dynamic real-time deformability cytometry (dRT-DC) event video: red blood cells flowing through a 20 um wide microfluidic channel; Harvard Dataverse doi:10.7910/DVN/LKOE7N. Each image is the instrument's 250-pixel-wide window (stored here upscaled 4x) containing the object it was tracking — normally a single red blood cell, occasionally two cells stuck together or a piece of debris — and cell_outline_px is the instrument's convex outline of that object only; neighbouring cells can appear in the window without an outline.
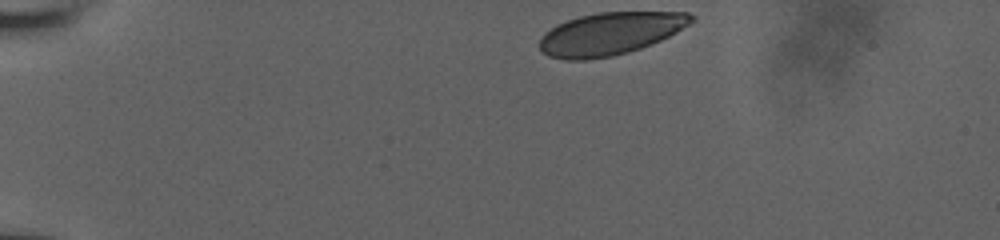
{"species": "human", "species_latin": "Homo sapiens", "temperature_condition": "room temperature", "stored_images_in_passage": 37, "camera_frame_rate_fps": 3000, "um_per_image_px": 0.085, "donor": {"sex": "male"}, "frame": {"image": 1, "passage_image": 1, "time_ms": 0.0, "image_size_px": [1000, 240], "cell_outline_px": [[696, 20], [676, 32], [660, 40], [640, 48], [628, 52], [612, 56], [584, 60], [564, 60], [548, 56], [540, 52], [540, 40], [544, 32], [556, 24], [580, 16], [596, 12], [688, 12], [696, 16]], "centroid_in_image_um": [51.85, 2.86], "position_along_channel_um": 33.2, "area_um2": 37.74}}
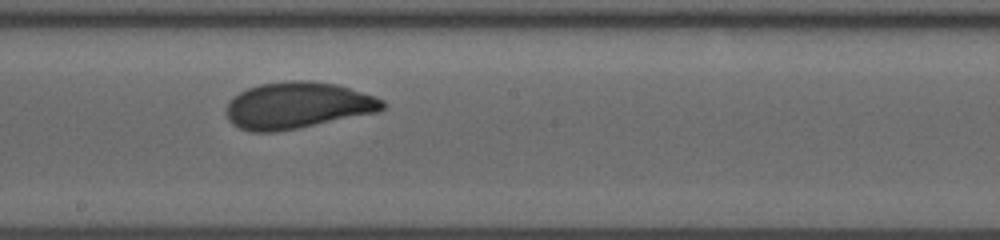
{"frame": {"image": 2, "passage_image": 22, "time_ms": 7.0, "image_size_px": [1000, 240], "cell_outline_px": [[388, 104], [380, 112], [300, 128], [276, 132], [252, 132], [240, 128], [232, 124], [228, 120], [224, 112], [224, 108], [232, 96], [248, 88], [260, 84], [292, 80], [308, 80], [336, 84], [376, 96], [384, 100]], "centroid_in_image_um": [25.29, 8.97], "position_along_channel_um": 222.9, "area_um2": 43.06}}
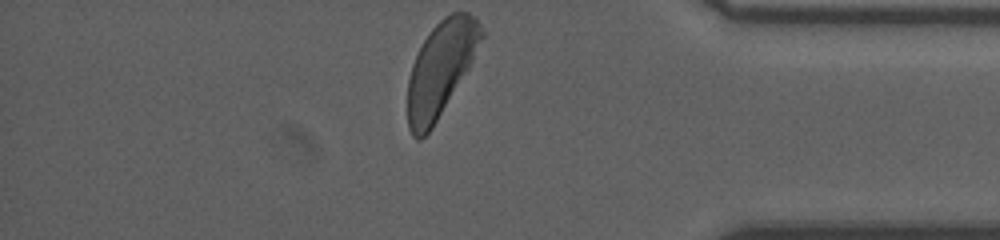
{"frame": {"image": 3, "passage_image": 37, "time_ms": 12.0, "image_size_px": [1000, 240], "cell_outline_px": [[484, 36], [468, 68], [432, 128], [420, 140], [416, 140], [412, 136], [408, 128], [408, 80], [412, 64], [424, 40], [432, 28], [444, 16], [452, 12], [468, 12], [480, 24], [484, 32]], "centroid_in_image_um": [37.44, 5.85], "position_along_channel_um": 397.8, "area_um2": 39.94}, "authors_computed_cell_mechanics": {"area_um2": 41.6738, "velocity_mm_per_s": 3.9017, "shape_relaxation_time_tau1_ms": 3.9712, "shape_relaxation_time_tau2_ms": null, "deformation_change_tau1": 0.1344, "deformation_change_tau2": null}}